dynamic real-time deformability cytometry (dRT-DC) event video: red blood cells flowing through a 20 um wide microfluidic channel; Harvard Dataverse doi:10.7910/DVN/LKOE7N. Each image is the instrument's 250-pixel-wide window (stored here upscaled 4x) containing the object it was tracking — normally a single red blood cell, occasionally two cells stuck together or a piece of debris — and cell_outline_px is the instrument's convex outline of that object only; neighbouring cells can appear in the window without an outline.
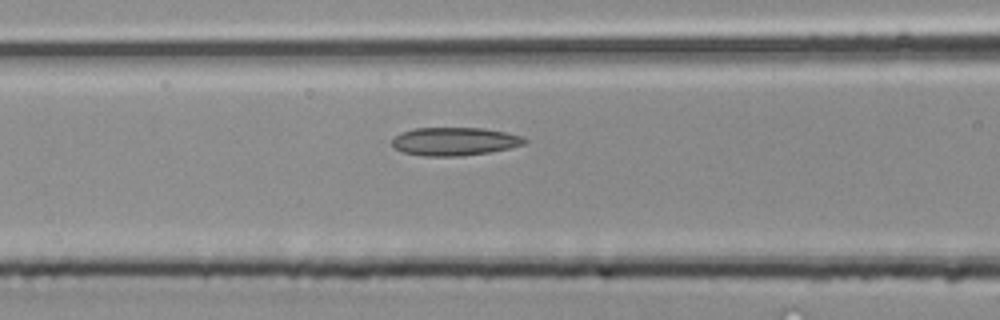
{"species": "common noctule bat (a hibernating species)", "species_latin": "Nyctalus noctula", "temperature_condition": "room temperature", "stored_images_in_passage": 18, "camera_frame_rate_fps": 3000, "um_per_image_px": 0.085, "animal": {"sex": "male", "body_mass_g": 20.4}, "frame": {"image": 1, "passage_image": 6, "time_ms": 1.667, "image_size_px": [1000, 320], "cell_outline_px": [[528, 140], [524, 144], [508, 148], [488, 152], [456, 156], [424, 156], [404, 152], [392, 148], [392, 140], [400, 132], [416, 128], [484, 128], [524, 136]], "centroid_in_image_um": [38.62, 12.01], "position_along_channel_um": 128.0, "area_um2": 21.68}}
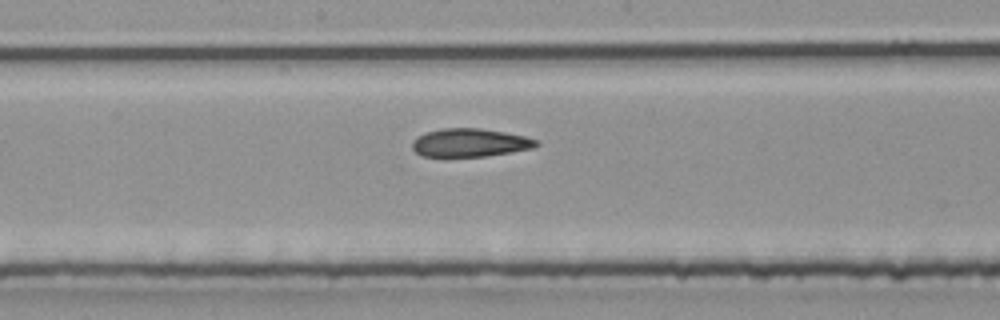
{"frame": {"image": 2, "passage_image": 11, "time_ms": 3.333, "image_size_px": [1000, 320], "cell_outline_px": [[540, 144], [532, 148], [512, 152], [488, 156], [420, 156], [412, 148], [412, 140], [416, 136], [428, 132], [444, 128], [480, 128], [504, 132], [524, 136], [536, 140]], "centroid_in_image_um": [39.92, 12.13], "position_along_channel_um": 208.3, "area_um2": 20.35}}
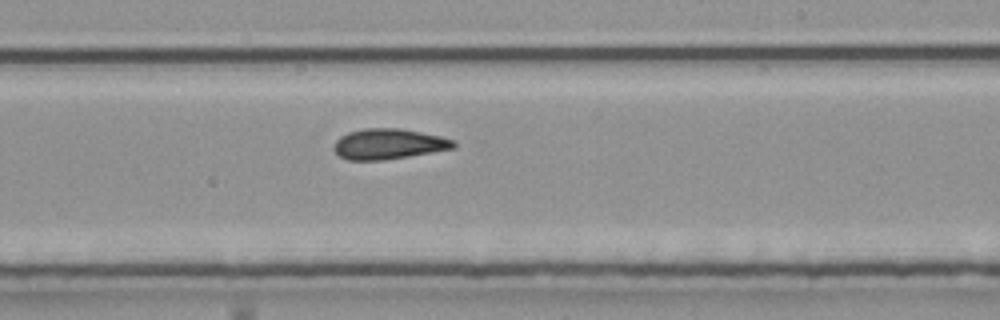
{"frame": {"image": 3, "passage_image": 14, "time_ms": 4.333, "image_size_px": [1000, 320], "cell_outline_px": [[456, 148], [384, 160], [348, 160], [340, 156], [332, 148], [336, 140], [340, 136], [348, 132], [364, 128], [400, 128], [440, 136], [456, 140]], "centroid_in_image_um": [33.03, 12.23], "position_along_channel_um": 256.0, "area_um2": 21.33}}